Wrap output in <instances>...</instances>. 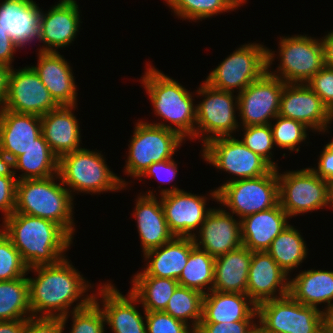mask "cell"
I'll list each match as a JSON object with an SVG mask.
<instances>
[{
    "instance_id": "ab89813d",
    "label": "cell",
    "mask_w": 333,
    "mask_h": 333,
    "mask_svg": "<svg viewBox=\"0 0 333 333\" xmlns=\"http://www.w3.org/2000/svg\"><path fill=\"white\" fill-rule=\"evenodd\" d=\"M27 274L28 268L20 252L0 229V281L18 279Z\"/></svg>"
},
{
    "instance_id": "f546056e",
    "label": "cell",
    "mask_w": 333,
    "mask_h": 333,
    "mask_svg": "<svg viewBox=\"0 0 333 333\" xmlns=\"http://www.w3.org/2000/svg\"><path fill=\"white\" fill-rule=\"evenodd\" d=\"M252 251L240 246L215 258L213 289L246 294Z\"/></svg>"
},
{
    "instance_id": "bcb514c9",
    "label": "cell",
    "mask_w": 333,
    "mask_h": 333,
    "mask_svg": "<svg viewBox=\"0 0 333 333\" xmlns=\"http://www.w3.org/2000/svg\"><path fill=\"white\" fill-rule=\"evenodd\" d=\"M17 181L15 176L0 177V211L4 214L3 219L14 212Z\"/></svg>"
},
{
    "instance_id": "e0dca14e",
    "label": "cell",
    "mask_w": 333,
    "mask_h": 333,
    "mask_svg": "<svg viewBox=\"0 0 333 333\" xmlns=\"http://www.w3.org/2000/svg\"><path fill=\"white\" fill-rule=\"evenodd\" d=\"M278 115L300 121L312 132L324 133L333 121V113L321 98L307 84L302 83L284 85Z\"/></svg>"
},
{
    "instance_id": "836d02e7",
    "label": "cell",
    "mask_w": 333,
    "mask_h": 333,
    "mask_svg": "<svg viewBox=\"0 0 333 333\" xmlns=\"http://www.w3.org/2000/svg\"><path fill=\"white\" fill-rule=\"evenodd\" d=\"M295 226L287 225L266 251L290 275L307 257L306 242Z\"/></svg>"
},
{
    "instance_id": "7a4b0ae2",
    "label": "cell",
    "mask_w": 333,
    "mask_h": 333,
    "mask_svg": "<svg viewBox=\"0 0 333 333\" xmlns=\"http://www.w3.org/2000/svg\"><path fill=\"white\" fill-rule=\"evenodd\" d=\"M2 231L20 252L28 269L64 259L73 238L57 223L22 213L3 219Z\"/></svg>"
},
{
    "instance_id": "ee69618b",
    "label": "cell",
    "mask_w": 333,
    "mask_h": 333,
    "mask_svg": "<svg viewBox=\"0 0 333 333\" xmlns=\"http://www.w3.org/2000/svg\"><path fill=\"white\" fill-rule=\"evenodd\" d=\"M306 84L333 113V68L324 66Z\"/></svg>"
},
{
    "instance_id": "d590c367",
    "label": "cell",
    "mask_w": 333,
    "mask_h": 333,
    "mask_svg": "<svg viewBox=\"0 0 333 333\" xmlns=\"http://www.w3.org/2000/svg\"><path fill=\"white\" fill-rule=\"evenodd\" d=\"M215 258L198 246L190 251L178 284L206 294L213 289ZM207 291V292H206Z\"/></svg>"
},
{
    "instance_id": "2e32d148",
    "label": "cell",
    "mask_w": 333,
    "mask_h": 333,
    "mask_svg": "<svg viewBox=\"0 0 333 333\" xmlns=\"http://www.w3.org/2000/svg\"><path fill=\"white\" fill-rule=\"evenodd\" d=\"M159 193L169 231L177 237H194L212 210L206 208L207 197L186 192L175 185L163 188Z\"/></svg>"
},
{
    "instance_id": "816d5d0a",
    "label": "cell",
    "mask_w": 333,
    "mask_h": 333,
    "mask_svg": "<svg viewBox=\"0 0 333 333\" xmlns=\"http://www.w3.org/2000/svg\"><path fill=\"white\" fill-rule=\"evenodd\" d=\"M323 46L324 66L333 68V30L321 39Z\"/></svg>"
},
{
    "instance_id": "ba28073f",
    "label": "cell",
    "mask_w": 333,
    "mask_h": 333,
    "mask_svg": "<svg viewBox=\"0 0 333 333\" xmlns=\"http://www.w3.org/2000/svg\"><path fill=\"white\" fill-rule=\"evenodd\" d=\"M183 140L172 130L138 120L128 145L125 174L137 179L152 163L174 158Z\"/></svg>"
},
{
    "instance_id": "cb8c5ba5",
    "label": "cell",
    "mask_w": 333,
    "mask_h": 333,
    "mask_svg": "<svg viewBox=\"0 0 333 333\" xmlns=\"http://www.w3.org/2000/svg\"><path fill=\"white\" fill-rule=\"evenodd\" d=\"M31 66L59 105H77V85L72 67L59 52H39Z\"/></svg>"
},
{
    "instance_id": "30bf717a",
    "label": "cell",
    "mask_w": 333,
    "mask_h": 333,
    "mask_svg": "<svg viewBox=\"0 0 333 333\" xmlns=\"http://www.w3.org/2000/svg\"><path fill=\"white\" fill-rule=\"evenodd\" d=\"M196 92L204 99L196 105L195 139L200 138L205 145L214 138L232 136L240 125L236 119L238 93L234 96L233 92L215 89L205 81Z\"/></svg>"
},
{
    "instance_id": "9c48e42d",
    "label": "cell",
    "mask_w": 333,
    "mask_h": 333,
    "mask_svg": "<svg viewBox=\"0 0 333 333\" xmlns=\"http://www.w3.org/2000/svg\"><path fill=\"white\" fill-rule=\"evenodd\" d=\"M283 173L277 169L279 204L289 219L331 206V183L317 176L311 168Z\"/></svg>"
},
{
    "instance_id": "d6a6232c",
    "label": "cell",
    "mask_w": 333,
    "mask_h": 333,
    "mask_svg": "<svg viewBox=\"0 0 333 333\" xmlns=\"http://www.w3.org/2000/svg\"><path fill=\"white\" fill-rule=\"evenodd\" d=\"M130 292L138 299L144 311H164L177 288L178 281L155 276H134ZM140 302V303H139Z\"/></svg>"
},
{
    "instance_id": "83f0119b",
    "label": "cell",
    "mask_w": 333,
    "mask_h": 333,
    "mask_svg": "<svg viewBox=\"0 0 333 333\" xmlns=\"http://www.w3.org/2000/svg\"><path fill=\"white\" fill-rule=\"evenodd\" d=\"M288 214L278 204L240 220L243 246L252 252L267 251L272 241L289 225Z\"/></svg>"
},
{
    "instance_id": "b9f144b4",
    "label": "cell",
    "mask_w": 333,
    "mask_h": 333,
    "mask_svg": "<svg viewBox=\"0 0 333 333\" xmlns=\"http://www.w3.org/2000/svg\"><path fill=\"white\" fill-rule=\"evenodd\" d=\"M97 298L94 296L84 308L70 311L73 322L70 333H105V317Z\"/></svg>"
},
{
    "instance_id": "5bb4252c",
    "label": "cell",
    "mask_w": 333,
    "mask_h": 333,
    "mask_svg": "<svg viewBox=\"0 0 333 333\" xmlns=\"http://www.w3.org/2000/svg\"><path fill=\"white\" fill-rule=\"evenodd\" d=\"M284 83L267 71L238 94L239 126L268 125L278 115ZM271 120V122H270Z\"/></svg>"
},
{
    "instance_id": "4fadbf2b",
    "label": "cell",
    "mask_w": 333,
    "mask_h": 333,
    "mask_svg": "<svg viewBox=\"0 0 333 333\" xmlns=\"http://www.w3.org/2000/svg\"><path fill=\"white\" fill-rule=\"evenodd\" d=\"M204 161L217 169L232 174L234 180L257 178L267 174L272 167L233 136L218 137L202 145ZM239 177V178H238Z\"/></svg>"
},
{
    "instance_id": "d6986e66",
    "label": "cell",
    "mask_w": 333,
    "mask_h": 333,
    "mask_svg": "<svg viewBox=\"0 0 333 333\" xmlns=\"http://www.w3.org/2000/svg\"><path fill=\"white\" fill-rule=\"evenodd\" d=\"M234 217L223 207L213 208L193 237L195 245L214 258L242 246L240 220Z\"/></svg>"
},
{
    "instance_id": "5b68a950",
    "label": "cell",
    "mask_w": 333,
    "mask_h": 333,
    "mask_svg": "<svg viewBox=\"0 0 333 333\" xmlns=\"http://www.w3.org/2000/svg\"><path fill=\"white\" fill-rule=\"evenodd\" d=\"M103 155L82 148L59 158L58 175L72 197L74 192L100 194L126 189L128 185L106 164Z\"/></svg>"
},
{
    "instance_id": "11a10c76",
    "label": "cell",
    "mask_w": 333,
    "mask_h": 333,
    "mask_svg": "<svg viewBox=\"0 0 333 333\" xmlns=\"http://www.w3.org/2000/svg\"><path fill=\"white\" fill-rule=\"evenodd\" d=\"M322 331L333 333V303L322 309Z\"/></svg>"
},
{
    "instance_id": "e575fe53",
    "label": "cell",
    "mask_w": 333,
    "mask_h": 333,
    "mask_svg": "<svg viewBox=\"0 0 333 333\" xmlns=\"http://www.w3.org/2000/svg\"><path fill=\"white\" fill-rule=\"evenodd\" d=\"M32 317L27 277L0 281V321Z\"/></svg>"
},
{
    "instance_id": "8d00e7d4",
    "label": "cell",
    "mask_w": 333,
    "mask_h": 333,
    "mask_svg": "<svg viewBox=\"0 0 333 333\" xmlns=\"http://www.w3.org/2000/svg\"><path fill=\"white\" fill-rule=\"evenodd\" d=\"M247 0H165L174 15L197 22L223 12L234 11Z\"/></svg>"
},
{
    "instance_id": "f6af8a7d",
    "label": "cell",
    "mask_w": 333,
    "mask_h": 333,
    "mask_svg": "<svg viewBox=\"0 0 333 333\" xmlns=\"http://www.w3.org/2000/svg\"><path fill=\"white\" fill-rule=\"evenodd\" d=\"M254 320H241L224 323H199L194 333H252Z\"/></svg>"
},
{
    "instance_id": "d4e9b609",
    "label": "cell",
    "mask_w": 333,
    "mask_h": 333,
    "mask_svg": "<svg viewBox=\"0 0 333 333\" xmlns=\"http://www.w3.org/2000/svg\"><path fill=\"white\" fill-rule=\"evenodd\" d=\"M41 9L33 0H3L0 3V28L18 48L39 40Z\"/></svg>"
},
{
    "instance_id": "44dd1931",
    "label": "cell",
    "mask_w": 333,
    "mask_h": 333,
    "mask_svg": "<svg viewBox=\"0 0 333 333\" xmlns=\"http://www.w3.org/2000/svg\"><path fill=\"white\" fill-rule=\"evenodd\" d=\"M99 286V293L94 296L101 297V310L113 333H147L146 317L137 310L138 299L130 291L124 296L114 284Z\"/></svg>"
},
{
    "instance_id": "7402d4cb",
    "label": "cell",
    "mask_w": 333,
    "mask_h": 333,
    "mask_svg": "<svg viewBox=\"0 0 333 333\" xmlns=\"http://www.w3.org/2000/svg\"><path fill=\"white\" fill-rule=\"evenodd\" d=\"M41 135L40 116L0 108V151L13 161Z\"/></svg>"
},
{
    "instance_id": "7bdbcfd3",
    "label": "cell",
    "mask_w": 333,
    "mask_h": 333,
    "mask_svg": "<svg viewBox=\"0 0 333 333\" xmlns=\"http://www.w3.org/2000/svg\"><path fill=\"white\" fill-rule=\"evenodd\" d=\"M147 333H194L191 326L164 311H144Z\"/></svg>"
},
{
    "instance_id": "9a60e30c",
    "label": "cell",
    "mask_w": 333,
    "mask_h": 333,
    "mask_svg": "<svg viewBox=\"0 0 333 333\" xmlns=\"http://www.w3.org/2000/svg\"><path fill=\"white\" fill-rule=\"evenodd\" d=\"M59 106L31 66L11 68L7 95L0 108L41 117Z\"/></svg>"
},
{
    "instance_id": "f1b7e54d",
    "label": "cell",
    "mask_w": 333,
    "mask_h": 333,
    "mask_svg": "<svg viewBox=\"0 0 333 333\" xmlns=\"http://www.w3.org/2000/svg\"><path fill=\"white\" fill-rule=\"evenodd\" d=\"M257 318V305L247 294L211 290L204 294L200 323H224Z\"/></svg>"
},
{
    "instance_id": "52a82bcc",
    "label": "cell",
    "mask_w": 333,
    "mask_h": 333,
    "mask_svg": "<svg viewBox=\"0 0 333 333\" xmlns=\"http://www.w3.org/2000/svg\"><path fill=\"white\" fill-rule=\"evenodd\" d=\"M277 71H271L275 59L274 51L267 48V72L284 83L306 84L324 67L323 46L320 39L307 35H293L279 38Z\"/></svg>"
},
{
    "instance_id": "6f0895ef",
    "label": "cell",
    "mask_w": 333,
    "mask_h": 333,
    "mask_svg": "<svg viewBox=\"0 0 333 333\" xmlns=\"http://www.w3.org/2000/svg\"><path fill=\"white\" fill-rule=\"evenodd\" d=\"M257 324V325H256ZM255 324L252 333H275L264 328L258 321Z\"/></svg>"
},
{
    "instance_id": "f5cc1de1",
    "label": "cell",
    "mask_w": 333,
    "mask_h": 333,
    "mask_svg": "<svg viewBox=\"0 0 333 333\" xmlns=\"http://www.w3.org/2000/svg\"><path fill=\"white\" fill-rule=\"evenodd\" d=\"M26 320L0 321V333H24Z\"/></svg>"
},
{
    "instance_id": "603a6c76",
    "label": "cell",
    "mask_w": 333,
    "mask_h": 333,
    "mask_svg": "<svg viewBox=\"0 0 333 333\" xmlns=\"http://www.w3.org/2000/svg\"><path fill=\"white\" fill-rule=\"evenodd\" d=\"M75 107L77 106L60 105L40 117L41 134L58 158L82 149L79 121L72 111Z\"/></svg>"
},
{
    "instance_id": "ffe728a7",
    "label": "cell",
    "mask_w": 333,
    "mask_h": 333,
    "mask_svg": "<svg viewBox=\"0 0 333 333\" xmlns=\"http://www.w3.org/2000/svg\"><path fill=\"white\" fill-rule=\"evenodd\" d=\"M289 281L290 276L266 251L252 252L246 294L256 305L288 295Z\"/></svg>"
},
{
    "instance_id": "680465c9",
    "label": "cell",
    "mask_w": 333,
    "mask_h": 333,
    "mask_svg": "<svg viewBox=\"0 0 333 333\" xmlns=\"http://www.w3.org/2000/svg\"><path fill=\"white\" fill-rule=\"evenodd\" d=\"M331 208H333V183H331Z\"/></svg>"
},
{
    "instance_id": "7dc6e473",
    "label": "cell",
    "mask_w": 333,
    "mask_h": 333,
    "mask_svg": "<svg viewBox=\"0 0 333 333\" xmlns=\"http://www.w3.org/2000/svg\"><path fill=\"white\" fill-rule=\"evenodd\" d=\"M178 167L174 159H168L157 163H152L145 172L139 177V179L143 178H150L153 176L158 181L164 183H170L174 181L177 173Z\"/></svg>"
},
{
    "instance_id": "ac0fdd59",
    "label": "cell",
    "mask_w": 333,
    "mask_h": 333,
    "mask_svg": "<svg viewBox=\"0 0 333 333\" xmlns=\"http://www.w3.org/2000/svg\"><path fill=\"white\" fill-rule=\"evenodd\" d=\"M80 10L77 2L61 0L46 13L40 15L39 42L43 43L39 52H58V48L68 47L76 38L80 28Z\"/></svg>"
},
{
    "instance_id": "8fae6325",
    "label": "cell",
    "mask_w": 333,
    "mask_h": 333,
    "mask_svg": "<svg viewBox=\"0 0 333 333\" xmlns=\"http://www.w3.org/2000/svg\"><path fill=\"white\" fill-rule=\"evenodd\" d=\"M267 71V47L263 44L241 45L209 73L205 82L211 87L234 92H242Z\"/></svg>"
},
{
    "instance_id": "60d3db41",
    "label": "cell",
    "mask_w": 333,
    "mask_h": 333,
    "mask_svg": "<svg viewBox=\"0 0 333 333\" xmlns=\"http://www.w3.org/2000/svg\"><path fill=\"white\" fill-rule=\"evenodd\" d=\"M244 135L240 140L252 152L262 157L272 168L279 169L278 164L272 160L274 147L270 124L242 127Z\"/></svg>"
},
{
    "instance_id": "681fc988",
    "label": "cell",
    "mask_w": 333,
    "mask_h": 333,
    "mask_svg": "<svg viewBox=\"0 0 333 333\" xmlns=\"http://www.w3.org/2000/svg\"><path fill=\"white\" fill-rule=\"evenodd\" d=\"M318 161V168L311 170L320 178L333 183V140L323 147Z\"/></svg>"
},
{
    "instance_id": "c3c4849f",
    "label": "cell",
    "mask_w": 333,
    "mask_h": 333,
    "mask_svg": "<svg viewBox=\"0 0 333 333\" xmlns=\"http://www.w3.org/2000/svg\"><path fill=\"white\" fill-rule=\"evenodd\" d=\"M61 318L30 317L26 320L24 333H63L65 324Z\"/></svg>"
},
{
    "instance_id": "484cf974",
    "label": "cell",
    "mask_w": 333,
    "mask_h": 333,
    "mask_svg": "<svg viewBox=\"0 0 333 333\" xmlns=\"http://www.w3.org/2000/svg\"><path fill=\"white\" fill-rule=\"evenodd\" d=\"M153 192L149 190L144 195L139 194L132 214L137 220L143 254L160 247L174 237L169 231L161 200Z\"/></svg>"
},
{
    "instance_id": "277c9868",
    "label": "cell",
    "mask_w": 333,
    "mask_h": 333,
    "mask_svg": "<svg viewBox=\"0 0 333 333\" xmlns=\"http://www.w3.org/2000/svg\"><path fill=\"white\" fill-rule=\"evenodd\" d=\"M59 179V183L55 182ZM58 174L44 179L17 181L13 213H22L51 220L72 238L75 234L73 197Z\"/></svg>"
},
{
    "instance_id": "8992f818",
    "label": "cell",
    "mask_w": 333,
    "mask_h": 333,
    "mask_svg": "<svg viewBox=\"0 0 333 333\" xmlns=\"http://www.w3.org/2000/svg\"><path fill=\"white\" fill-rule=\"evenodd\" d=\"M211 198L238 216L239 220L279 204L277 169L251 179H238L211 190Z\"/></svg>"
},
{
    "instance_id": "9f6ffc18",
    "label": "cell",
    "mask_w": 333,
    "mask_h": 333,
    "mask_svg": "<svg viewBox=\"0 0 333 333\" xmlns=\"http://www.w3.org/2000/svg\"><path fill=\"white\" fill-rule=\"evenodd\" d=\"M15 175L13 160L0 151V177Z\"/></svg>"
},
{
    "instance_id": "74e56055",
    "label": "cell",
    "mask_w": 333,
    "mask_h": 333,
    "mask_svg": "<svg viewBox=\"0 0 333 333\" xmlns=\"http://www.w3.org/2000/svg\"><path fill=\"white\" fill-rule=\"evenodd\" d=\"M203 299L204 294L200 291L178 285L164 312L191 325L195 331L202 319Z\"/></svg>"
},
{
    "instance_id": "7c38bea8",
    "label": "cell",
    "mask_w": 333,
    "mask_h": 333,
    "mask_svg": "<svg viewBox=\"0 0 333 333\" xmlns=\"http://www.w3.org/2000/svg\"><path fill=\"white\" fill-rule=\"evenodd\" d=\"M322 310L296 301L290 294L257 305L258 322L275 333H321Z\"/></svg>"
},
{
    "instance_id": "4316f807",
    "label": "cell",
    "mask_w": 333,
    "mask_h": 333,
    "mask_svg": "<svg viewBox=\"0 0 333 333\" xmlns=\"http://www.w3.org/2000/svg\"><path fill=\"white\" fill-rule=\"evenodd\" d=\"M195 246L193 237L174 236L169 242L143 254L146 268L134 276H155L178 280Z\"/></svg>"
},
{
    "instance_id": "f35d334b",
    "label": "cell",
    "mask_w": 333,
    "mask_h": 333,
    "mask_svg": "<svg viewBox=\"0 0 333 333\" xmlns=\"http://www.w3.org/2000/svg\"><path fill=\"white\" fill-rule=\"evenodd\" d=\"M274 120L276 123H270L274 146L289 149L291 152H299V145L303 141L305 142L308 136L307 131L310 129L300 121L284 118L279 115Z\"/></svg>"
},
{
    "instance_id": "4dcf8cb0",
    "label": "cell",
    "mask_w": 333,
    "mask_h": 333,
    "mask_svg": "<svg viewBox=\"0 0 333 333\" xmlns=\"http://www.w3.org/2000/svg\"><path fill=\"white\" fill-rule=\"evenodd\" d=\"M289 294L303 305L318 308L333 303V271L304 270L290 278Z\"/></svg>"
},
{
    "instance_id": "3957f363",
    "label": "cell",
    "mask_w": 333,
    "mask_h": 333,
    "mask_svg": "<svg viewBox=\"0 0 333 333\" xmlns=\"http://www.w3.org/2000/svg\"><path fill=\"white\" fill-rule=\"evenodd\" d=\"M147 67L140 79L141 84L149 96L155 115L171 123L150 124L172 130L185 140L195 139L196 105L193 103L192 92L152 65L147 64Z\"/></svg>"
},
{
    "instance_id": "db71d44e",
    "label": "cell",
    "mask_w": 333,
    "mask_h": 333,
    "mask_svg": "<svg viewBox=\"0 0 333 333\" xmlns=\"http://www.w3.org/2000/svg\"><path fill=\"white\" fill-rule=\"evenodd\" d=\"M11 67L0 62V107L5 101L8 91V79Z\"/></svg>"
},
{
    "instance_id": "1f68e13d",
    "label": "cell",
    "mask_w": 333,
    "mask_h": 333,
    "mask_svg": "<svg viewBox=\"0 0 333 333\" xmlns=\"http://www.w3.org/2000/svg\"><path fill=\"white\" fill-rule=\"evenodd\" d=\"M59 158L53 153L41 134L25 154L14 161V171L21 170L17 180L44 179L58 174ZM24 172V173H23Z\"/></svg>"
},
{
    "instance_id": "f907efd6",
    "label": "cell",
    "mask_w": 333,
    "mask_h": 333,
    "mask_svg": "<svg viewBox=\"0 0 333 333\" xmlns=\"http://www.w3.org/2000/svg\"><path fill=\"white\" fill-rule=\"evenodd\" d=\"M16 49L19 48L11 40L9 34L0 28V62L12 68Z\"/></svg>"
},
{
    "instance_id": "6da1fadb",
    "label": "cell",
    "mask_w": 333,
    "mask_h": 333,
    "mask_svg": "<svg viewBox=\"0 0 333 333\" xmlns=\"http://www.w3.org/2000/svg\"><path fill=\"white\" fill-rule=\"evenodd\" d=\"M30 270L37 273L35 278L27 277L33 317L61 318L62 324H66L74 302L80 301L71 311L84 308L94 300V292L84 295L93 286L66 257L53 265L30 268L28 273Z\"/></svg>"
}]
</instances>
